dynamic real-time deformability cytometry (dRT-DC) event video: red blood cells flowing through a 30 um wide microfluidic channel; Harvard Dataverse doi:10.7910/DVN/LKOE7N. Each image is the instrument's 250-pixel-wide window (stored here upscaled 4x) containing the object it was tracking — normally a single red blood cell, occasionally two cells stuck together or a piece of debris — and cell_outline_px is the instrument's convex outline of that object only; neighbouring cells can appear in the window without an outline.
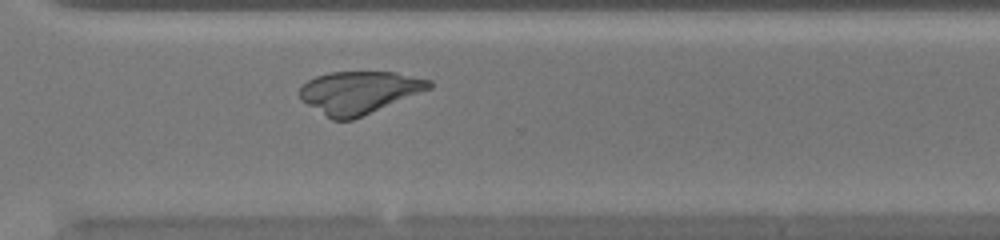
{"species": "common noctule bat (a hibernating species)", "species_latin": "Nyctalus noctula", "temperature_condition": "warm", "stored_images_in_passage": 29, "camera_frame_rate_fps": 3000, "um_per_image_px": 0.085, "animal": {"sex": "female", "body_mass_g": 20.0, "forearm_length_mm": 54.0}, "frame": {"image": 1, "passage_image": 23, "time_ms": 7.333, "image_size_px": [1000, 240], "cell_outline_px": [[432, 88], [352, 120], [332, 120], [300, 100], [300, 88], [308, 80], [316, 76], [328, 72], [396, 72], [432, 80]], "centroid_in_image_um": [30.52, 7.85], "position_along_channel_um": 340.1, "area_um2": 31.96}}